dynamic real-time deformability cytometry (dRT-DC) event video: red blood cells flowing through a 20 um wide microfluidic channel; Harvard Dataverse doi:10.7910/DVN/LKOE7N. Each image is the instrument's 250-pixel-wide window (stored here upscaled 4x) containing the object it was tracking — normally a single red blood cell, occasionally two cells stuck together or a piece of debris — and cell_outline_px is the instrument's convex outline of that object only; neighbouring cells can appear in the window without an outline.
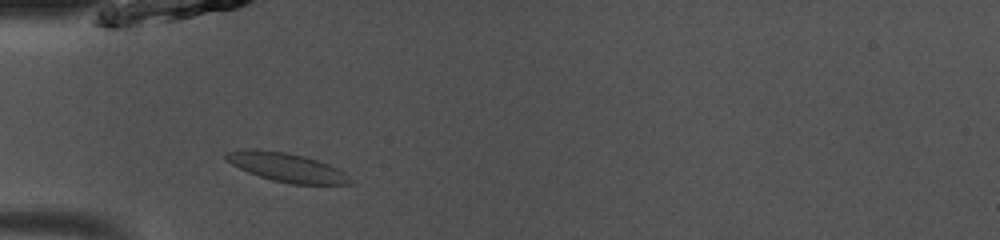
{"species": "common noctule bat (a hibernating species)", "species_latin": "Nyctalus noctula", "temperature_condition": "room temperature", "stored_images_in_passage": 37, "camera_frame_rate_fps": 3000, "um_per_image_px": 0.085, "animal": {"sex": "male", "body_mass_g": 13.0, "forearm_length_mm": 53.1}, "frame": {"image": 1, "passage_image": 4, "time_ms": 1.0, "image_size_px": [1000, 240], "cell_outline_px": [[352, 184], [292, 184], [272, 180], [248, 172], [232, 164], [224, 156], [224, 152], [244, 148], [252, 148], [284, 152], [316, 160], [328, 164], [344, 172], [352, 180]], "centroid_in_image_um": [24.33, 14.21], "position_along_channel_um": 60.7, "area_um2": 20.63}}
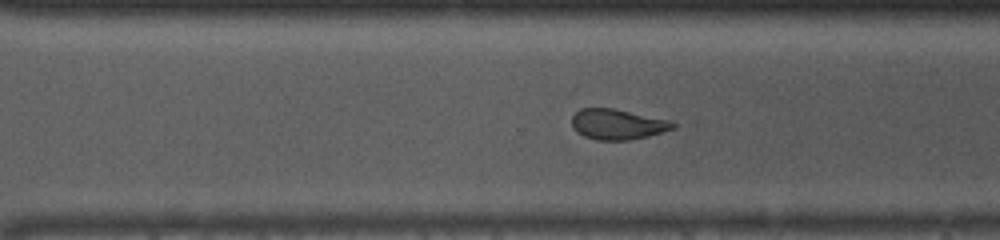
{"frame": {"image": 2, "passage_image": 23, "time_ms": 7.333, "image_size_px": [1000, 240], "cell_outline_px": [[680, 124], [676, 128], [648, 136], [628, 140], [596, 140], [584, 136], [576, 132], [572, 128], [572, 116], [580, 108], [612, 108], [672, 120]], "centroid_in_image_um": [52.53, 10.56], "position_along_channel_um": 318.1, "area_um2": 18.21}}
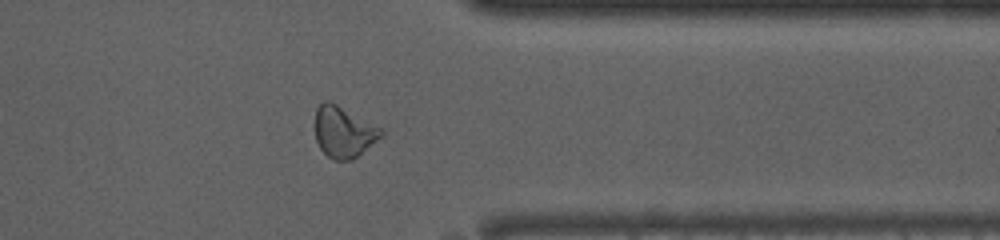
{"frame": {"image": 3, "passage_image": 28, "time_ms": 9.0, "image_size_px": [1000, 240], "cell_outline_px": [[384, 136], [352, 160], [332, 160], [320, 148], [316, 140], [316, 108], [324, 100], [328, 100], [336, 104], [380, 128], [384, 132]], "centroid_in_image_um": [29.21, 11.23], "position_along_channel_um": 382.2, "area_um2": 19.42}, "authors_computed_cell_mechanics": {"area_um2": 19.2474, "velocity_mm_per_s": 4.1057, "shape_relaxation_time_tau1_ms": null, "shape_relaxation_time_tau2_ms": 1.7221, "deformation_change_tau1": null, "deformation_change_tau2": 0.0918}}